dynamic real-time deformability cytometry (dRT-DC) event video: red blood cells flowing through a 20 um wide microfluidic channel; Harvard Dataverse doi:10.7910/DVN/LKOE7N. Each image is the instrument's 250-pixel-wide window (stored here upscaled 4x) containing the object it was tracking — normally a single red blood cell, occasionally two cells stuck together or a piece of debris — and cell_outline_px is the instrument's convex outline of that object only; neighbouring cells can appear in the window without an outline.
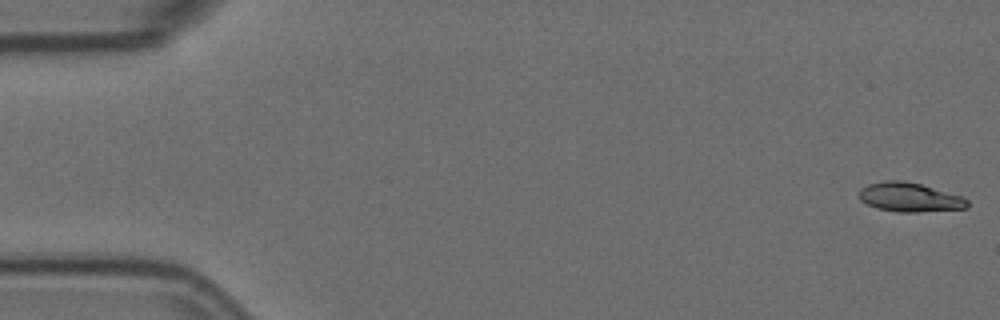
{"species": "Egyptian fruit bat (a non-hibernating species)", "species_latin": "Rousettus aegyptiacus", "temperature_condition": "room temperature", "stored_images_in_passage": 9, "camera_frame_rate_fps": 3000, "um_per_image_px": 0.085, "animal": {"sex": "female"}, "frame": {"image": 1, "passage_image": 1, "time_ms": 0.0, "image_size_px": [1000, 320], "cell_outline_px": [[968, 208], [916, 212], [896, 212], [876, 208], [860, 200], [860, 188], [868, 184], [884, 180], [904, 180], [920, 184], [960, 196], [968, 200]], "centroid_in_image_um": [77.29, 16.76], "position_along_channel_um": 7.7, "area_um2": 18.26}}
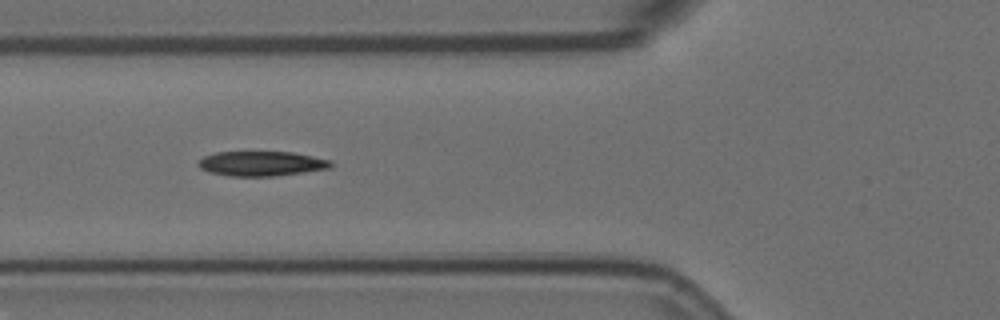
{"frame": {"image": 2, "passage_image": 7, "time_ms": 2.0, "image_size_px": [1000, 320], "cell_outline_px": [[332, 168], [304, 172], [272, 176], [232, 176], [208, 172], [200, 168], [196, 164], [204, 156], [216, 152], [292, 152], [332, 160]], "centroid_in_image_um": [22.23, 13.9], "position_along_channel_um": 103.6, "area_um2": 19.13}}
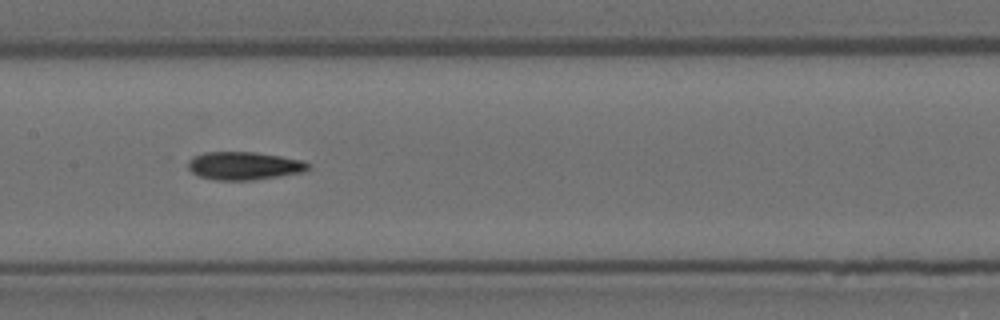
{"frame": {"image": 3, "passage_image": 9, "time_ms": 2.667, "image_size_px": [1000, 320], "cell_outline_px": [[308, 168], [304, 172], [252, 180], [216, 180], [200, 176], [192, 172], [188, 168], [188, 160], [192, 156], [204, 152], [256, 152], [304, 160], [308, 164]], "centroid_in_image_um": [20.72, 14.08], "position_along_channel_um": 186.7, "area_um2": 19.59}}